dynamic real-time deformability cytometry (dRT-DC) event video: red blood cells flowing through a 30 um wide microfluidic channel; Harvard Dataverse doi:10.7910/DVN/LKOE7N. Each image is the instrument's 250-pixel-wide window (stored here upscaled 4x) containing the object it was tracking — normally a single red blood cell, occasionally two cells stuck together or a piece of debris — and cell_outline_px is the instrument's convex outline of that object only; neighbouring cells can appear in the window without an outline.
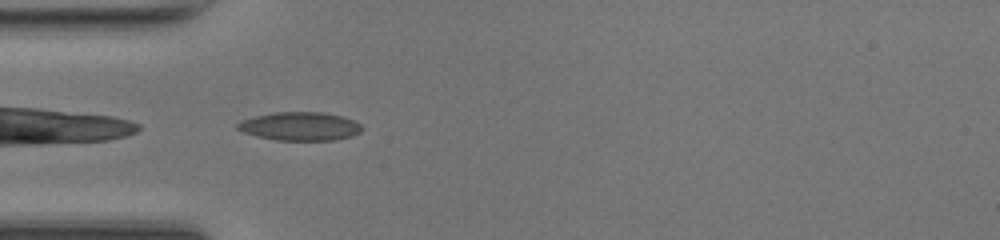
{"species": "common noctule bat (a hibernating species)", "species_latin": "Nyctalus noctula", "temperature_condition": "room temperature", "stored_images_in_passage": 29, "camera_frame_rate_fps": 3000, "um_per_image_px": 0.085, "animal": {"sex": "female", "body_mass_g": 17.0, "forearm_length_mm": 48.0}, "frame": {"image": 1, "passage_image": 1, "time_ms": 0.0, "image_size_px": [1000, 240], "cell_outline_px": [[364, 128], [360, 132], [352, 136], [336, 140], [276, 140], [256, 136], [244, 132], [236, 128], [236, 124], [240, 120], [256, 116], [276, 112], [324, 112], [344, 116], [360, 124]], "centroid_in_image_um": [25.52, 10.73], "position_along_channel_um": 59.5, "area_um2": 20.75}}
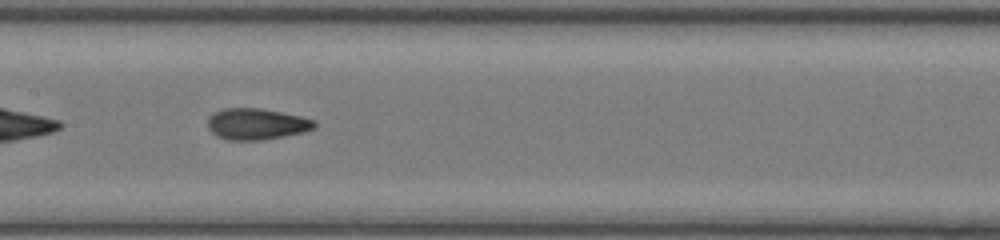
{"frame": {"image": 2, "passage_image": 10, "time_ms": 3.0, "image_size_px": [1000, 240], "cell_outline_px": [[316, 128], [304, 132], [264, 140], [228, 140], [216, 136], [208, 128], [208, 116], [212, 112], [224, 108], [260, 108], [300, 116], [316, 120]], "centroid_in_image_um": [21.8, 10.54], "position_along_channel_um": 185.6, "area_um2": 19.65}}
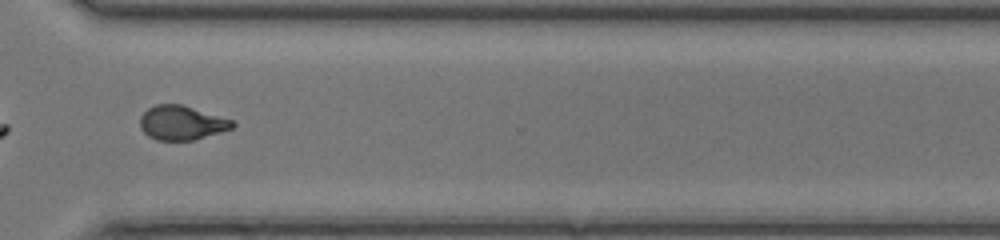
{"frame": {"image": 3, "passage_image": 22, "time_ms": 7.0, "image_size_px": [1000, 240], "cell_outline_px": [[236, 124], [232, 128], [220, 132], [192, 140], [156, 140], [148, 136], [140, 128], [140, 116], [148, 108], [156, 104], [180, 104], [232, 120]], "centroid_in_image_um": [15.4, 10.44], "position_along_channel_um": 355.2, "area_um2": 18.21}, "authors_computed_cell_mechanics": {"area_um2": 18.785, "velocity_mm_per_s": 4.2478, "shape_relaxation_time_tau1_ms": 10.9043, "shape_relaxation_time_tau2_ms": 1.4895, "deformation_change_tau1": 0.2858, "deformation_change_tau2": 0.0852}}